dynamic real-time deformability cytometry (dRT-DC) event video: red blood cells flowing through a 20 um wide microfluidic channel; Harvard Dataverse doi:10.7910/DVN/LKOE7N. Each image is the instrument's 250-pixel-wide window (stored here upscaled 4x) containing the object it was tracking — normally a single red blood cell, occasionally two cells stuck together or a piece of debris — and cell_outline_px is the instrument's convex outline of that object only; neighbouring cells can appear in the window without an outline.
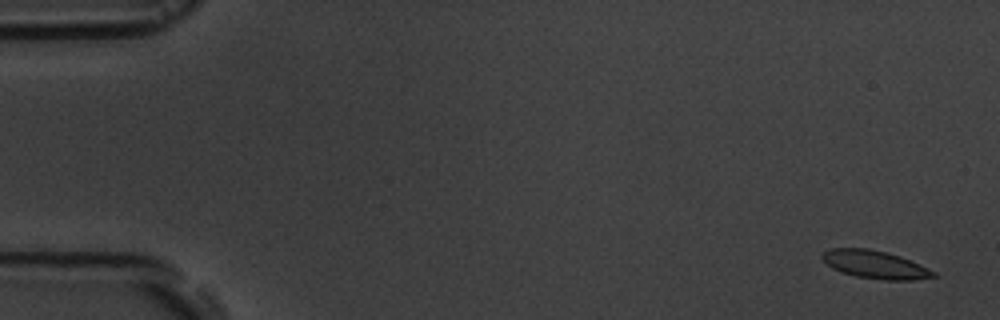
{"species": "common noctule bat (a hibernating species)", "species_latin": "Nyctalus noctula", "temperature_condition": "room temperature", "stored_images_in_passage": 3, "camera_frame_rate_fps": 3000, "um_per_image_px": 0.085, "animal": {"sex": "male", "body_mass_g": 19.5, "forearm_length_mm": 54.6}, "frame": {"image": 1, "passage_image": 1, "time_ms": 0.0, "image_size_px": [1000, 320], "cell_outline_px": [[940, 276], [912, 280], [884, 280], [856, 276], [840, 272], [832, 268], [820, 256], [824, 252], [832, 248], [868, 248], [888, 252], [900, 256], [920, 264], [936, 272]], "centroid_in_image_um": [74.42, 22.49], "position_along_channel_um": 10.6, "area_um2": 18.21}}
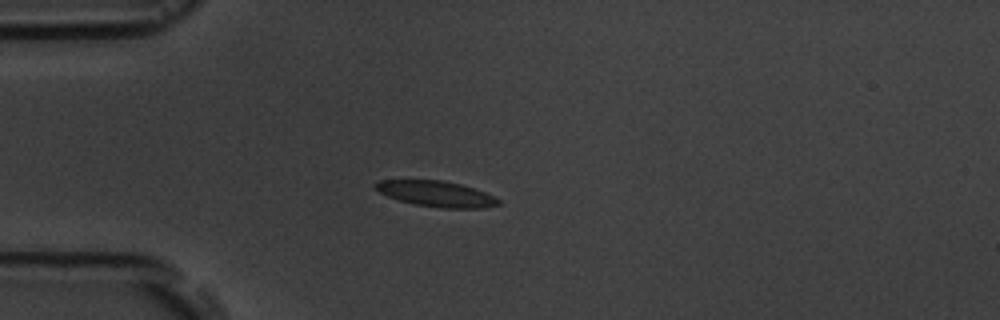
{"frame": {"image": 2, "passage_image": 3, "time_ms": 4.333, "image_size_px": [1000, 320], "cell_outline_px": [[500, 204], [484, 208], [440, 208], [412, 204], [388, 196], [372, 188], [372, 184], [380, 180], [444, 180], [460, 184], [484, 192], [500, 200]], "centroid_in_image_um": [37.04, 16.47], "position_along_channel_um": 48.0, "area_um2": 18.44}}